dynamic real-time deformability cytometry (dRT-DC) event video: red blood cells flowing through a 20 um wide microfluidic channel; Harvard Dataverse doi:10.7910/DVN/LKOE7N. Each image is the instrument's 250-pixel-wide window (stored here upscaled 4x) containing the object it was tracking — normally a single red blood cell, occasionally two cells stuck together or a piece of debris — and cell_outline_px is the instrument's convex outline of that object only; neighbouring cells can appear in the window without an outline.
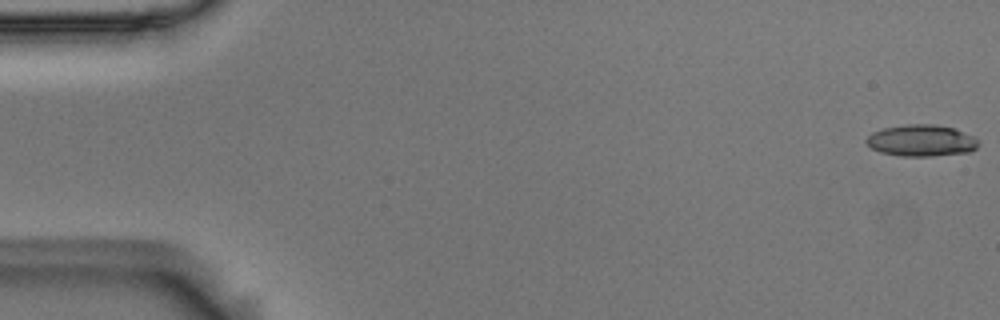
{"species": "Egyptian fruit bat (a non-hibernating species)", "species_latin": "Rousettus aegyptiacus", "temperature_condition": "room temperature", "stored_images_in_passage": 14, "camera_frame_rate_fps": 3000, "um_per_image_px": 0.085, "animal": {"sex": "male"}, "frame": {"image": 1, "passage_image": 1, "time_ms": 0.0, "image_size_px": [1000, 320], "cell_outline_px": [[976, 148], [968, 152], [932, 156], [900, 156], [880, 152], [872, 148], [864, 140], [872, 132], [884, 128], [904, 124], [936, 124], [956, 128], [972, 136], [976, 140]], "centroid_in_image_um": [78.28, 11.94], "position_along_channel_um": 6.7, "area_um2": 20.58}}